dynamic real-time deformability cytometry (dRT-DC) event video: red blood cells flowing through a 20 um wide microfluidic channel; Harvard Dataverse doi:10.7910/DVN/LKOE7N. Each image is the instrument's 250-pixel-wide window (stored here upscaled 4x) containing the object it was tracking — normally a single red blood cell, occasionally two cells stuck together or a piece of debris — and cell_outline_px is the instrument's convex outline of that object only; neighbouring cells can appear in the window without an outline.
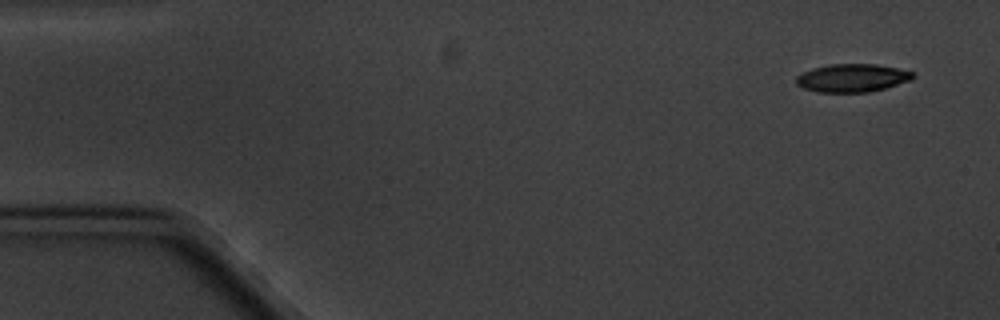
{"species": "common noctule bat (a hibernating species)", "species_latin": "Nyctalus noctula", "temperature_condition": "cold", "stored_images_in_passage": 5, "camera_frame_rate_fps": 3000, "um_per_image_px": 0.085, "animal": {"sex": "male", "body_mass_g": 20.1, "forearm_length_mm": 53.5}, "frame": {"image": 1, "passage_image": 5, "time_ms": 5.333, "image_size_px": [1000, 320], "cell_outline_px": [[916, 76], [912, 80], [884, 88], [868, 92], [816, 92], [804, 88], [796, 84], [796, 76], [812, 68], [828, 64], [876, 64], [916, 72]], "centroid_in_image_um": [72.46, 6.62], "position_along_channel_um": 12.5, "area_um2": 19.19}}